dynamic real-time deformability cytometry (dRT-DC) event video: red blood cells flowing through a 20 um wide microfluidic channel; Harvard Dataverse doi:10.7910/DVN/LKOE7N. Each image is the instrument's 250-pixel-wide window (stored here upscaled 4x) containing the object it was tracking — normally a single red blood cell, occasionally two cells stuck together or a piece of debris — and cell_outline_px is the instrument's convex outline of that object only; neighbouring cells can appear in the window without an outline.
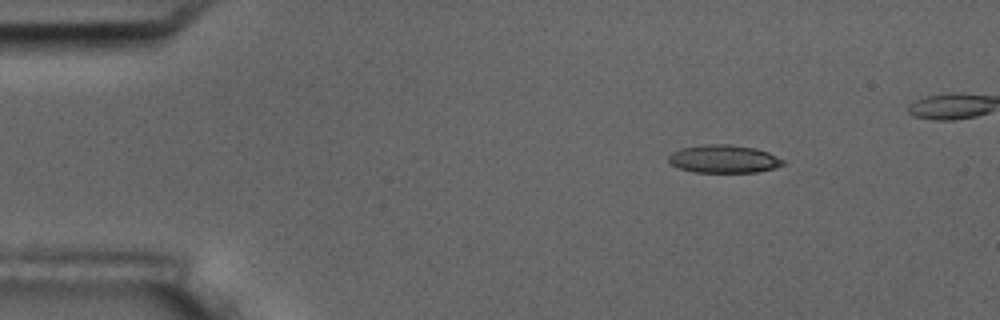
{"species": "common noctule bat (a hibernating species)", "species_latin": "Nyctalus noctula", "temperature_condition": "room temperature", "stored_images_in_passage": 3, "camera_frame_rate_fps": 3000, "um_per_image_px": 0.085, "animal": {"sex": "male", "body_mass_g": 17.5, "forearm_length_mm": 52.3}, "frame": {"image": 1, "passage_image": 3, "time_ms": 2.333, "image_size_px": [1000, 320], "cell_outline_px": [[788, 164], [776, 168], [756, 172], [692, 172], [680, 168], [672, 164], [668, 160], [668, 156], [672, 152], [680, 148], [704, 144], [728, 144], [756, 148], [768, 152], [788, 160]], "centroid_in_image_um": [61.6, 13.51], "position_along_channel_um": 23.4, "area_um2": 19.02}}